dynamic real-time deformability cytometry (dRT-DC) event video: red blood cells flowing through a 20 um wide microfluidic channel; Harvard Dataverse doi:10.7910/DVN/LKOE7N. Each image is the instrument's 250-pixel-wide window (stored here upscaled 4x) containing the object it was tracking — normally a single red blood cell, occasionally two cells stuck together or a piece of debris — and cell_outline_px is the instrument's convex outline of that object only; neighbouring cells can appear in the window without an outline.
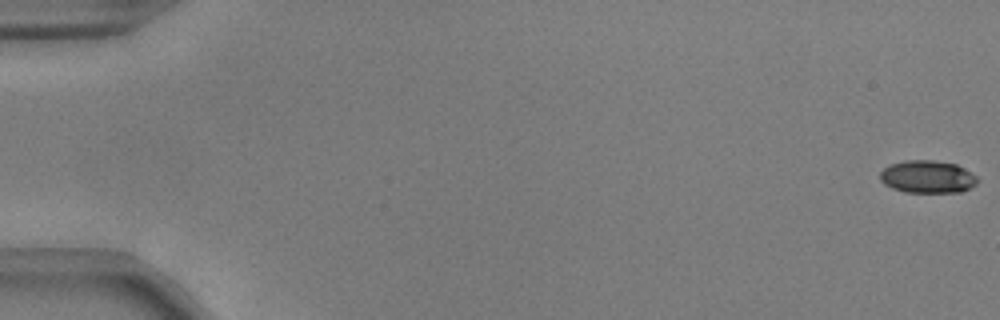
{"species": "common noctule bat (a hibernating species)", "species_latin": "Nyctalus noctula", "temperature_condition": "warm", "stored_images_in_passage": 10, "camera_frame_rate_fps": 3000, "um_per_image_px": 0.085, "animal": {"sex": "male", "body_mass_g": 17.9, "forearm_length_mm": 54.2}, "frame": {"image": 1, "passage_image": 1, "time_ms": 0.0, "image_size_px": [1000, 320], "cell_outline_px": [[976, 184], [960, 192], [904, 192], [892, 188], [884, 184], [880, 180], [880, 172], [884, 168], [892, 164], [904, 160], [932, 160], [956, 164], [976, 176]], "centroid_in_image_um": [78.79, 15.02], "position_along_channel_um": 6.2, "area_um2": 18.32}}